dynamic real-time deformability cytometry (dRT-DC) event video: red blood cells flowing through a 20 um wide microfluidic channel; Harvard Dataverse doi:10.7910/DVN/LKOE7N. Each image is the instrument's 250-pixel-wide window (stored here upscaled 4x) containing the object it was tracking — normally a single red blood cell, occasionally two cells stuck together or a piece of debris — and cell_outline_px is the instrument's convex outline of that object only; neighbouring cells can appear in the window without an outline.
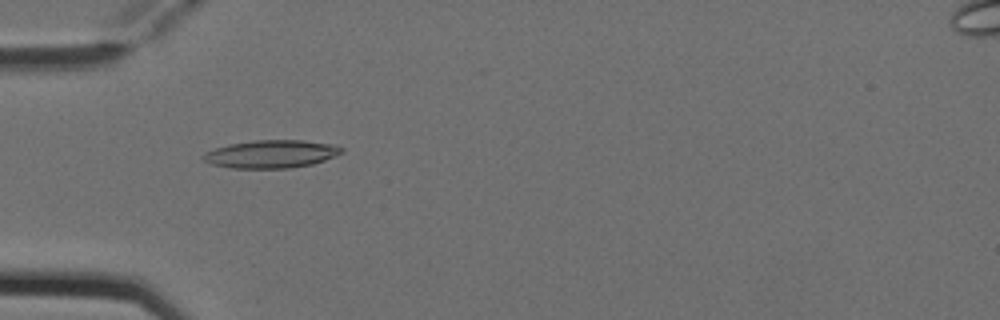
{"species": "Egyptian fruit bat (a non-hibernating species)", "species_latin": "Rousettus aegyptiacus", "temperature_condition": "cold", "stored_images_in_passage": 7, "camera_frame_rate_fps": 3000, "um_per_image_px": 0.085, "animal": {"sex": "female"}, "frame": {"image": 1, "passage_image": 4, "time_ms": 1.0, "image_size_px": [1000, 320], "cell_outline_px": [[344, 152], [336, 156], [312, 164], [288, 168], [232, 168], [212, 164], [204, 160], [200, 156], [204, 152], [228, 144], [256, 140], [304, 140], [336, 144], [344, 148]], "centroid_in_image_um": [23.09, 13.08], "position_along_channel_um": 61.9, "area_um2": 22.66}}
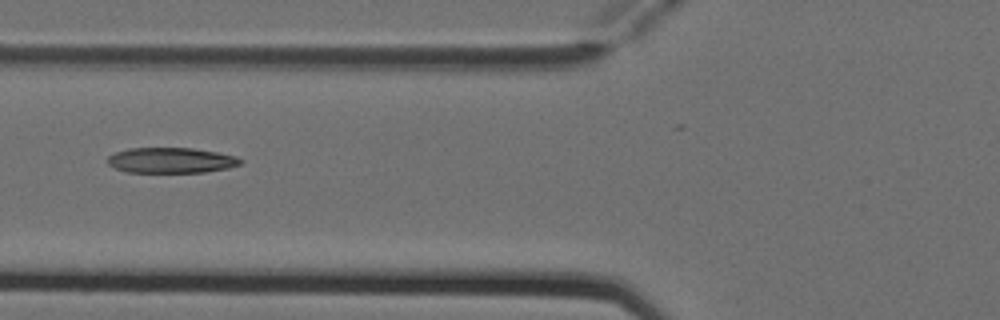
{"frame": {"image": 2, "passage_image": 5, "time_ms": 1.333, "image_size_px": [1000, 320], "cell_outline_px": [[244, 160], [240, 164], [228, 168], [204, 172], [124, 172], [108, 164], [108, 156], [116, 152], [128, 148], [192, 148], [216, 152], [236, 156]], "centroid_in_image_um": [14.54, 13.62], "position_along_channel_um": 111.3, "area_um2": 19.65}}
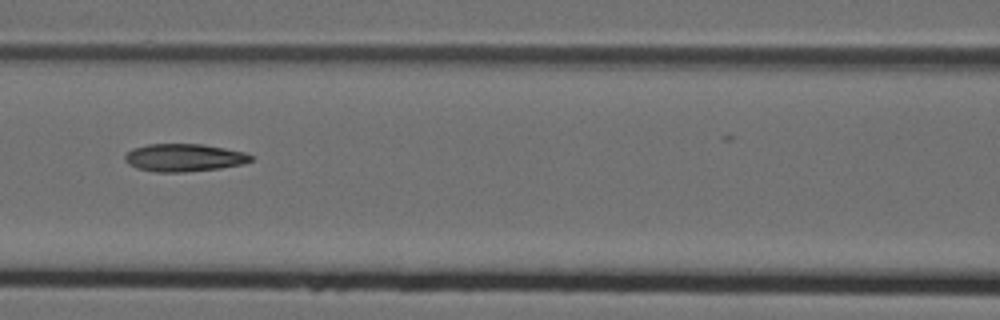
{"frame": {"image": 3, "passage_image": 6, "time_ms": 1.667, "image_size_px": [1000, 320], "cell_outline_px": [[252, 160], [244, 164], [220, 168], [184, 172], [156, 172], [136, 168], [128, 164], [124, 160], [124, 156], [132, 148], [148, 144], [204, 144], [244, 152], [252, 156]], "centroid_in_image_um": [15.62, 13.4], "position_along_channel_um": 151.0, "area_um2": 20.4}}